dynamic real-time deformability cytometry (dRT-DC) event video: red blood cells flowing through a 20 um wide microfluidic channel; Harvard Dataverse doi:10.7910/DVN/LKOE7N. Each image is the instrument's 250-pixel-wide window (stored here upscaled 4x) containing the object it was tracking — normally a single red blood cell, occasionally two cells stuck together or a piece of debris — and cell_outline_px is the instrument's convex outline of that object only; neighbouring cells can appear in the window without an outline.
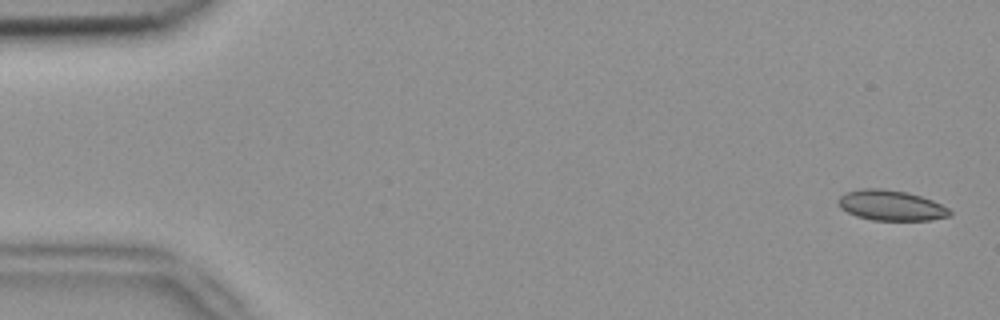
{"species": "common noctule bat (a hibernating species)", "species_latin": "Nyctalus noctula", "temperature_condition": "room temperature", "stored_images_in_passage": 4, "camera_frame_rate_fps": 3000, "um_per_image_px": 0.085, "animal": {"sex": "female", "body_mass_g": 18.4}, "frame": {"image": 1, "passage_image": 1, "time_ms": 0.0, "image_size_px": [1000, 320], "cell_outline_px": [[952, 212], [948, 216], [932, 220], [872, 220], [856, 216], [840, 208], [836, 200], [844, 192], [860, 188], [884, 188], [908, 192], [932, 200], [948, 208]], "centroid_in_image_um": [75.69, 17.44], "position_along_channel_um": 9.3, "area_um2": 19.88}}